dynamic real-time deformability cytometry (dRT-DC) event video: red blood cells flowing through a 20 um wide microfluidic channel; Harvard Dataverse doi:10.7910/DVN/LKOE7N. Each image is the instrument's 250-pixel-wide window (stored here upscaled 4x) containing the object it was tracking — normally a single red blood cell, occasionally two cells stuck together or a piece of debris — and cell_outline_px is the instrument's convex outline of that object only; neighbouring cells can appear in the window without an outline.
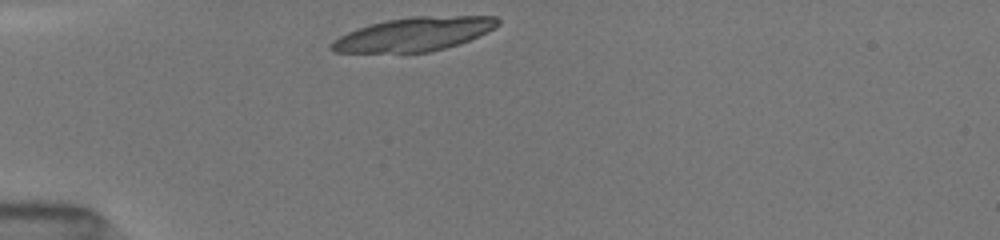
{"species": "common noctule bat (a hibernating species)", "species_latin": "Nyctalus noctula", "temperature_condition": "room temperature", "stored_images_in_passage": 37, "camera_frame_rate_fps": 3000, "um_per_image_px": 0.085, "animal": {"sex": "female", "body_mass_g": 19.5, "forearm_length_mm": 54.1}, "frame": {"image": 1, "passage_image": 1, "time_ms": 0.0, "image_size_px": [1000, 240], "cell_outline_px": [[500, 24], [460, 44], [428, 52], [332, 52], [328, 48], [340, 36], [348, 32], [372, 24], [388, 20], [412, 16], [496, 16], [500, 20]], "centroid_in_image_um": [35.2, 2.9], "position_along_channel_um": 49.8, "area_um2": 32.08}}